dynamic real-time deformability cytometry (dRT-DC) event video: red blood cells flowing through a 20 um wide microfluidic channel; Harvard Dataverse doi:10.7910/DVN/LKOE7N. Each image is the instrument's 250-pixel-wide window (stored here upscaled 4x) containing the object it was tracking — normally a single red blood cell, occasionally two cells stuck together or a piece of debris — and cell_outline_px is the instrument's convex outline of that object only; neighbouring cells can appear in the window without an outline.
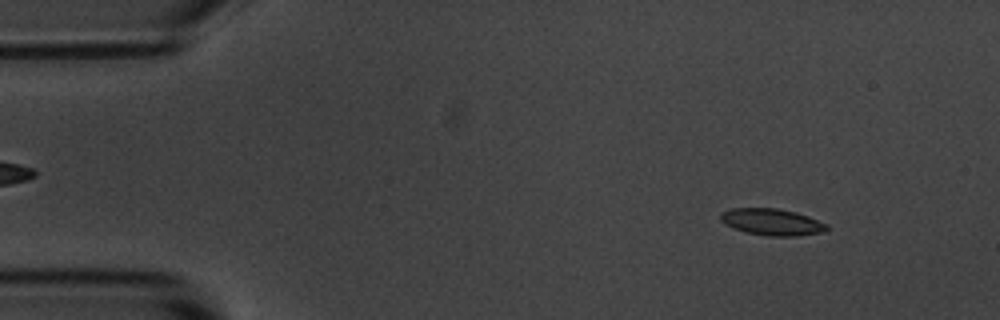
{"species": "common noctule bat (a hibernating species)", "species_latin": "Nyctalus noctula", "temperature_condition": "room temperature", "stored_images_in_passage": 55, "camera_frame_rate_fps": 3000, "um_per_image_px": 0.085, "animal": {"sex": "male", "body_mass_g": 20.1, "forearm_length_mm": 53.5}, "frame": {"image": 1, "passage_image": 6, "time_ms": 1.667, "image_size_px": [1000, 320], "cell_outline_px": [[828, 228], [824, 232], [796, 236], [768, 236], [744, 232], [724, 224], [720, 220], [720, 216], [724, 212], [732, 208], [776, 208], [796, 212], [808, 216], [828, 224]], "centroid_in_image_um": [65.63, 18.87], "position_along_channel_um": 19.4, "area_um2": 16.53}}
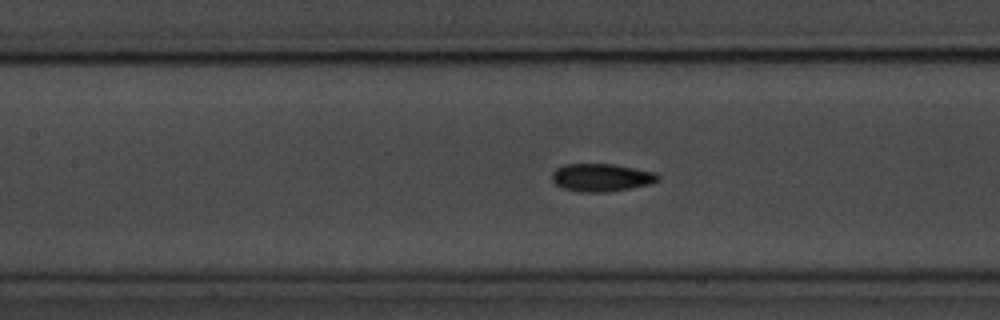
{"frame": {"image": 2, "passage_image": 24, "time_ms": 7.667, "image_size_px": [1000, 320], "cell_outline_px": [[660, 180], [648, 184], [628, 188], [604, 192], [580, 192], [564, 188], [556, 184], [552, 180], [552, 172], [556, 168], [564, 164], [612, 164], [656, 172], [660, 176]], "centroid_in_image_um": [51.1, 15.08], "position_along_channel_um": 156.3, "area_um2": 17.05}}
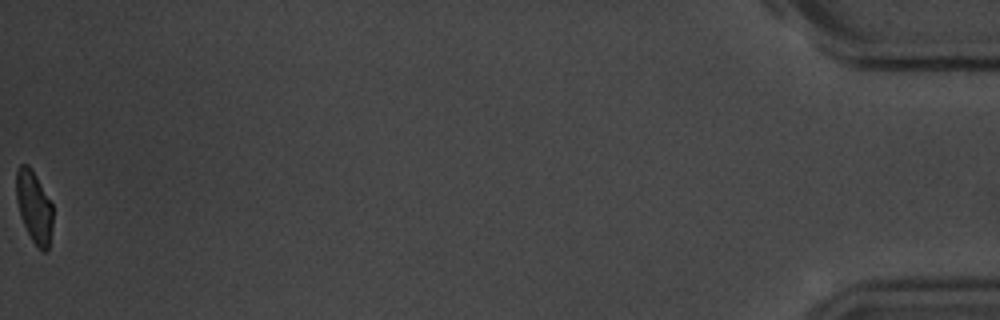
{"frame": {"image": 3, "passage_image": 55, "time_ms": 18.0, "image_size_px": [1000, 320], "cell_outline_px": [[52, 228], [48, 252], [44, 252], [32, 240], [20, 216], [16, 200], [16, 172], [20, 164], [28, 164], [32, 168], [52, 204]], "centroid_in_image_um": [2.89, 17.56], "position_along_channel_um": 432.3, "area_um2": 15.32}, "authors_computed_cell_mechanics": {"area_um2": 16.3574, "velocity_mm_per_s": 3.6519, "shape_relaxation_time_tau1_ms": 2.8162, "shape_relaxation_time_tau2_ms": 2.1501, "deformation_change_tau1": 0.1069, "deformation_change_tau2": 0.0579}}